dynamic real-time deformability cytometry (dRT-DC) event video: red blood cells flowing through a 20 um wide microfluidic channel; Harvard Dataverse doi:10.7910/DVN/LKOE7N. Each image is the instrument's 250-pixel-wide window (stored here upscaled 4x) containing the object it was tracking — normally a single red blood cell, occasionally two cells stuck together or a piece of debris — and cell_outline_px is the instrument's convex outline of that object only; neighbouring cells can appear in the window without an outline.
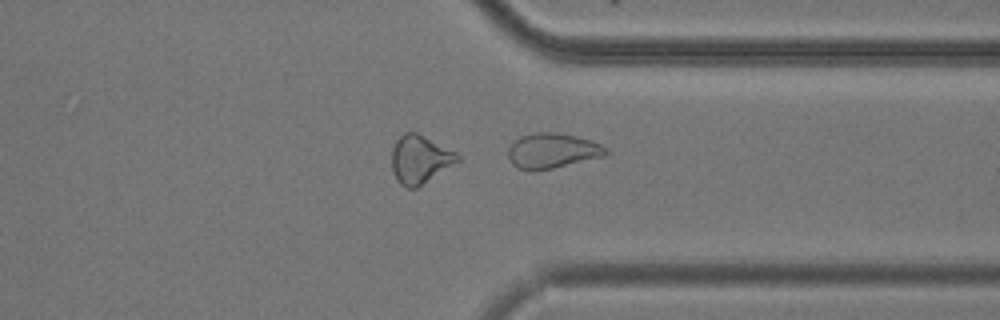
{"species": "common noctule bat (a hibernating species)", "species_latin": "Nyctalus noctula", "temperature_condition": "cold", "stored_images_in_passage": 32, "camera_frame_rate_fps": 3000, "um_per_image_px": 0.085, "animal": {"sex": "male", "body_mass_g": 20.5, "forearm_length_mm": 52.5}, "frame": {"image": 1, "passage_image": 32, "time_ms": 10.333, "image_size_px": [1000, 320], "cell_outline_px": [[608, 152], [604, 156], [552, 168], [532, 172], [516, 168], [512, 164], [508, 156], [508, 148], [520, 136], [536, 132], [552, 132], [576, 136], [592, 140], [608, 148]], "centroid_in_image_um": [46.93, 12.82], "position_along_channel_um": 364.5, "area_um2": 20.06}}